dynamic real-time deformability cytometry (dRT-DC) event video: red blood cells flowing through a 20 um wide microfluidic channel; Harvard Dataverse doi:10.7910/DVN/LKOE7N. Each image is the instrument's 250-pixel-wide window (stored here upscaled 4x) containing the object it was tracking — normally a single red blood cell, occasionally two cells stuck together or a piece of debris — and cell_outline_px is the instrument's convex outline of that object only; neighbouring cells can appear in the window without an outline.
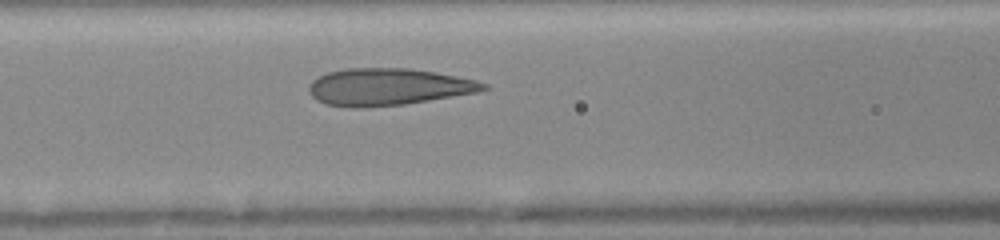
{"species": "human", "species_latin": "Homo sapiens", "temperature_condition": "room temperature", "stored_images_in_passage": 23, "camera_frame_rate_fps": 3000, "um_per_image_px": 0.085, "donor": {"sex": "female"}, "frame": {"image": 1, "passage_image": 7, "time_ms": 2.667, "image_size_px": [1000, 240], "cell_outline_px": [[488, 88], [476, 92], [404, 104], [328, 104], [316, 100], [308, 92], [308, 88], [312, 80], [328, 72], [348, 68], [408, 68], [436, 72], [476, 80], [488, 84]], "centroid_in_image_um": [33.03, 7.33], "position_along_channel_um": 133.6, "area_um2": 36.24}}
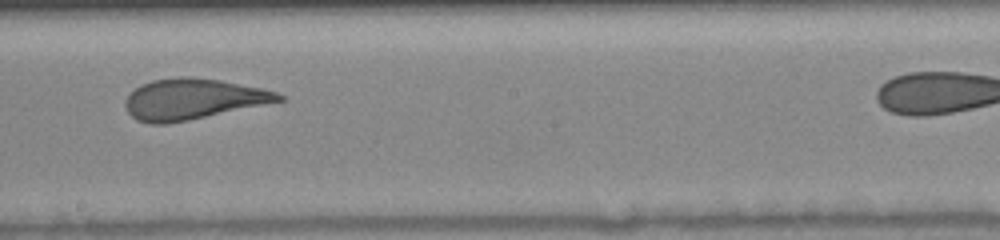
{"frame": {"image": 2, "passage_image": 13, "time_ms": 5.0, "image_size_px": [1000, 240], "cell_outline_px": [[284, 100], [188, 120], [168, 124], [152, 124], [136, 120], [128, 112], [124, 104], [124, 100], [140, 84], [152, 80], [180, 76], [188, 76], [220, 80], [264, 88], [276, 92], [284, 96]], "centroid_in_image_um": [16.37, 8.41], "position_along_channel_um": 231.8, "area_um2": 36.3}}
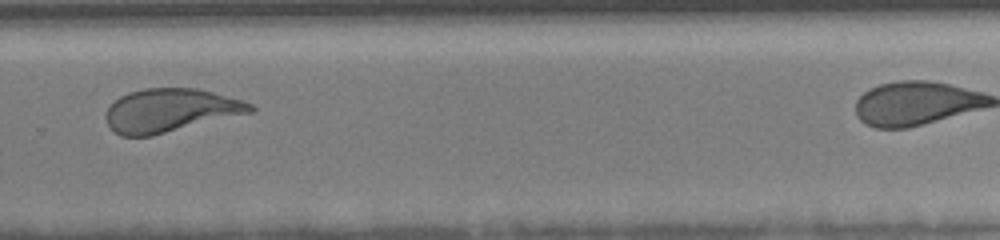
{"frame": {"image": 3, "passage_image": 18, "time_ms": 7.0, "image_size_px": [1000, 240], "cell_outline_px": [[256, 108], [252, 112], [152, 136], [120, 136], [108, 124], [104, 116], [108, 108], [120, 96], [128, 92], [144, 88], [196, 88], [244, 100], [252, 104]], "centroid_in_image_um": [14.48, 9.38], "position_along_channel_um": 315.3, "area_um2": 36.41}}